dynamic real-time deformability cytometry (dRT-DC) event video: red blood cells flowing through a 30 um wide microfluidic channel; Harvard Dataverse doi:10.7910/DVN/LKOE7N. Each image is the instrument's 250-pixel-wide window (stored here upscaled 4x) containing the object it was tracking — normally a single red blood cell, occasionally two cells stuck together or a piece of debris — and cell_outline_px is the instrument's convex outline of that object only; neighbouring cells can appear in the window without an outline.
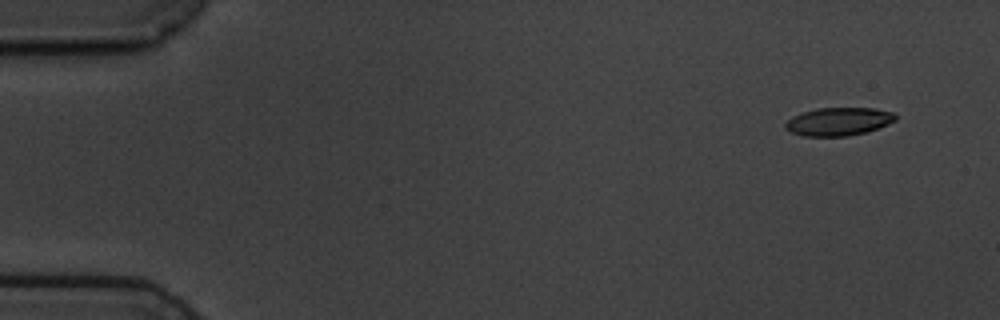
{"species": "common noctule bat (a hibernating species)", "species_latin": "Nyctalus noctula", "temperature_condition": "cold", "stored_images_in_passage": 6, "camera_frame_rate_fps": 3000, "um_per_image_px": 0.085, "animal": {"sex": "male", "body_mass_g": 19.5, "forearm_length_mm": 54.6}, "frame": {"image": 1, "passage_image": 1, "time_ms": 0.0, "image_size_px": [1000, 320], "cell_outline_px": [[896, 120], [888, 124], [868, 132], [848, 136], [804, 136], [792, 132], [784, 128], [784, 124], [792, 116], [816, 108], [876, 108], [892, 112], [896, 116]], "centroid_in_image_um": [71.28, 10.33], "position_along_channel_um": 13.7, "area_um2": 18.09}}